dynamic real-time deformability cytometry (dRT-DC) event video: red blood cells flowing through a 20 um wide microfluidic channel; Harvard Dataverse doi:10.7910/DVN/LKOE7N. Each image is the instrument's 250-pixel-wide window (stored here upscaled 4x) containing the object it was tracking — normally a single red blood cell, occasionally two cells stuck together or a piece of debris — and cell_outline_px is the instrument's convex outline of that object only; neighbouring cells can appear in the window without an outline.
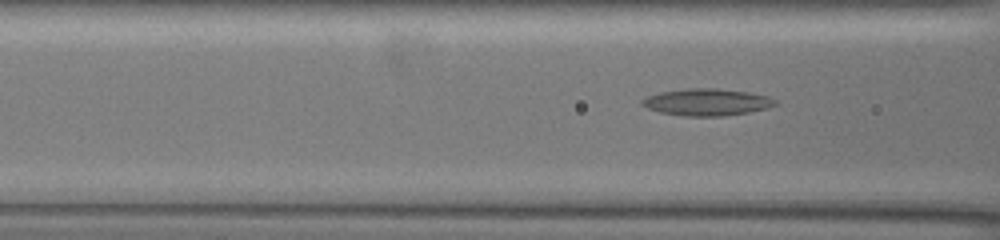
{"species": "common noctule bat (a hibernating species)", "species_latin": "Nyctalus noctula", "temperature_condition": "warm", "stored_images_in_passage": 52, "camera_frame_rate_fps": 3000, "um_per_image_px": 0.085, "animal": {"sex": "female", "body_mass_g": 19.5, "forearm_length_mm": 54.1}, "frame": {"image": 1, "passage_image": 28, "time_ms": 9.0, "image_size_px": [1000, 240], "cell_outline_px": [[776, 104], [764, 108], [748, 112], [724, 116], [684, 116], [660, 112], [648, 108], [640, 104], [640, 100], [648, 96], [660, 92], [692, 88], [716, 88], [744, 92], [764, 96], [776, 100]], "centroid_in_image_um": [60.0, 8.69], "position_along_channel_um": 106.6, "area_um2": 20.46}}
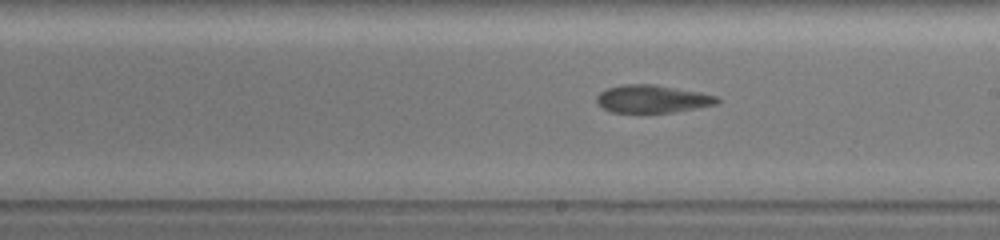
{"frame": {"image": 2, "passage_image": 39, "time_ms": 12.667, "image_size_px": [1000, 240], "cell_outline_px": [[720, 100], [716, 104], [672, 112], [608, 112], [596, 100], [596, 96], [600, 92], [608, 88], [624, 84], [652, 84], [696, 92], [716, 96]], "centroid_in_image_um": [55.39, 8.41], "position_along_channel_um": 233.6, "area_um2": 19.02}}
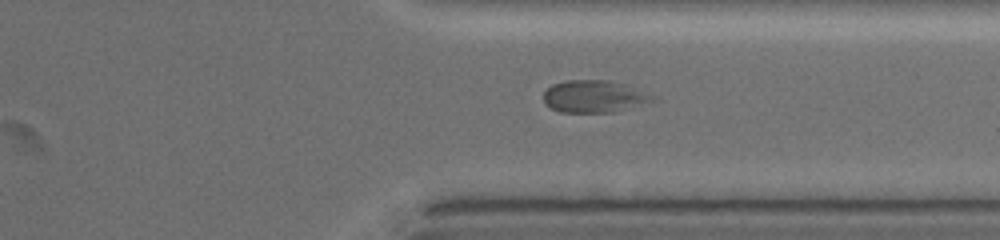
{"frame": {"image": 3, "passage_image": 50, "time_ms": 16.333, "image_size_px": [1000, 240], "cell_outline_px": [[644, 96], [640, 100], [612, 112], [560, 112], [552, 108], [544, 100], [544, 92], [552, 84], [568, 80], [608, 80], [620, 84]], "centroid_in_image_um": [50.11, 8.18], "position_along_channel_um": 361.3, "area_um2": 18.32}}